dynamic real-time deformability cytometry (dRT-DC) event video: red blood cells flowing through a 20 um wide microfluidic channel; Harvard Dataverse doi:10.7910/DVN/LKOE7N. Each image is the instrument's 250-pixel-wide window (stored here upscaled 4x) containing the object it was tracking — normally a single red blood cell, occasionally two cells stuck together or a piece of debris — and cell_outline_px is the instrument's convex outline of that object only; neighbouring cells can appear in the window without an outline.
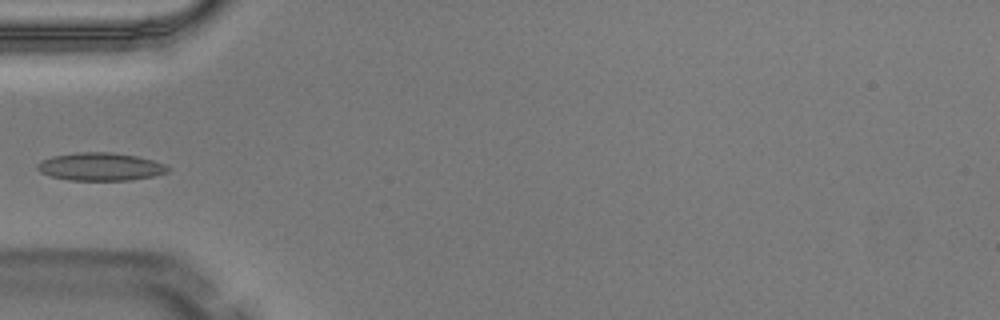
{"species": "Egyptian fruit bat (a non-hibernating species)", "species_latin": "Rousettus aegyptiacus", "temperature_condition": "warm", "stored_images_in_passage": 3, "camera_frame_rate_fps": 3000, "um_per_image_px": 0.085, "animal": {"sex": "male"}, "frame": {"image": 1, "passage_image": 3, "time_ms": 0.667, "image_size_px": [1000, 320], "cell_outline_px": [[172, 168], [168, 172], [152, 176], [132, 180], [68, 180], [52, 176], [40, 172], [36, 168], [36, 164], [40, 160], [52, 156], [76, 152], [112, 152], [136, 156], [152, 160], [164, 164]], "centroid_in_image_um": [8.52, 14.16], "position_along_channel_um": 76.5, "area_um2": 21.33}}